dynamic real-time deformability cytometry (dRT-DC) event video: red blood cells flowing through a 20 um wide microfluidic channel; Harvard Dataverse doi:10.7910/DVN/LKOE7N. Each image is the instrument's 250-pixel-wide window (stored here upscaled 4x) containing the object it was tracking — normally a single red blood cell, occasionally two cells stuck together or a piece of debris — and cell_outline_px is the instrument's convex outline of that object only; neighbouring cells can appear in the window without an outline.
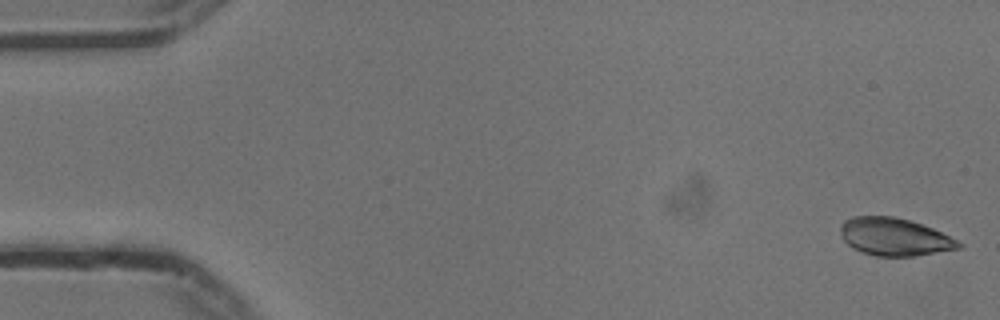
{"species": "common noctule bat (a hibernating species)", "species_latin": "Nyctalus noctula", "temperature_condition": "cold", "stored_images_in_passage": 54, "camera_frame_rate_fps": 3000, "um_per_image_px": 0.085, "animal": {"sex": "male", "body_mass_g": 13.3}, "frame": {"image": 1, "passage_image": 1, "time_ms": 0.0, "image_size_px": [1000, 320], "cell_outline_px": [[964, 248], [912, 256], [876, 256], [864, 252], [848, 244], [844, 240], [840, 232], [840, 224], [844, 220], [852, 216], [892, 216], [908, 220], [932, 228], [964, 244]], "centroid_in_image_um": [76.03, 20.13], "position_along_channel_um": 9.0, "area_um2": 25.72}}
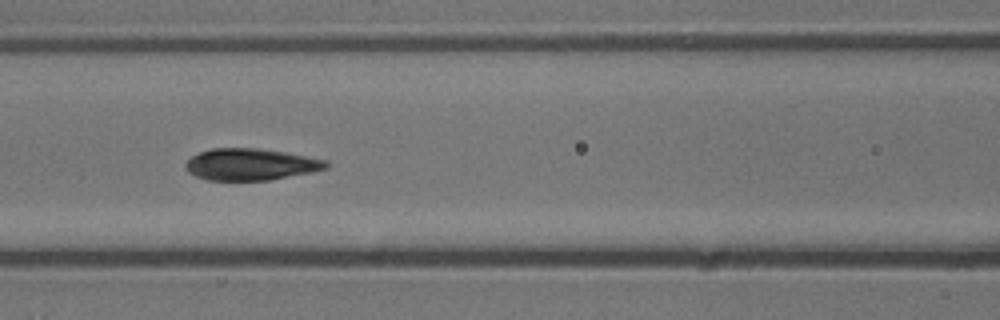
{"frame": {"image": 2, "passage_image": 23, "time_ms": 7.333, "image_size_px": [1000, 320], "cell_outline_px": [[328, 168], [312, 172], [268, 180], [208, 180], [196, 176], [188, 172], [184, 164], [192, 156], [200, 152], [212, 148], [260, 148], [284, 152], [328, 160]], "centroid_in_image_um": [21.31, 13.97], "position_along_channel_um": 145.3, "area_um2": 25.89}}
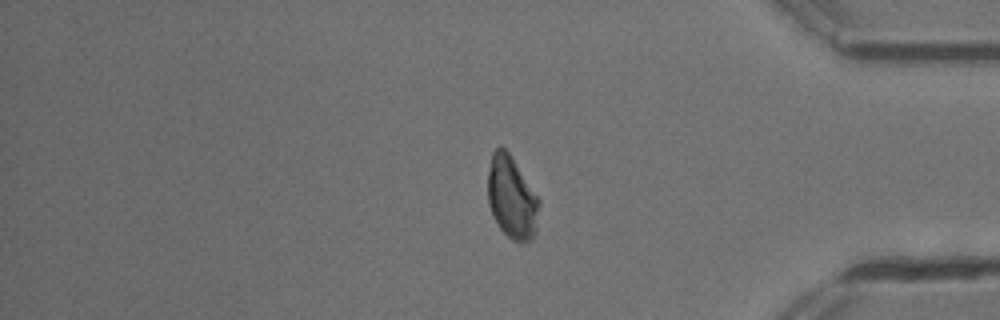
{"frame": {"image": 3, "passage_image": 45, "time_ms": 14.667, "image_size_px": [1000, 320], "cell_outline_px": [[540, 204], [536, 232], [532, 240], [524, 244], [520, 244], [512, 240], [500, 228], [492, 216], [488, 204], [488, 172], [492, 152], [500, 144], [508, 152], [540, 200]], "centroid_in_image_um": [43.5, 16.84], "position_along_channel_um": 391.7, "area_um2": 24.85}, "authors_computed_cell_mechanics": {"area_um2": 25.8366, "velocity_mm_per_s": 3.7278, "shape_relaxation_time_tau1_ms": 6.1758, "shape_relaxation_time_tau2_ms": 1.058, "deformation_change_tau1": 0.1884, "deformation_change_tau2": 0.0437}}